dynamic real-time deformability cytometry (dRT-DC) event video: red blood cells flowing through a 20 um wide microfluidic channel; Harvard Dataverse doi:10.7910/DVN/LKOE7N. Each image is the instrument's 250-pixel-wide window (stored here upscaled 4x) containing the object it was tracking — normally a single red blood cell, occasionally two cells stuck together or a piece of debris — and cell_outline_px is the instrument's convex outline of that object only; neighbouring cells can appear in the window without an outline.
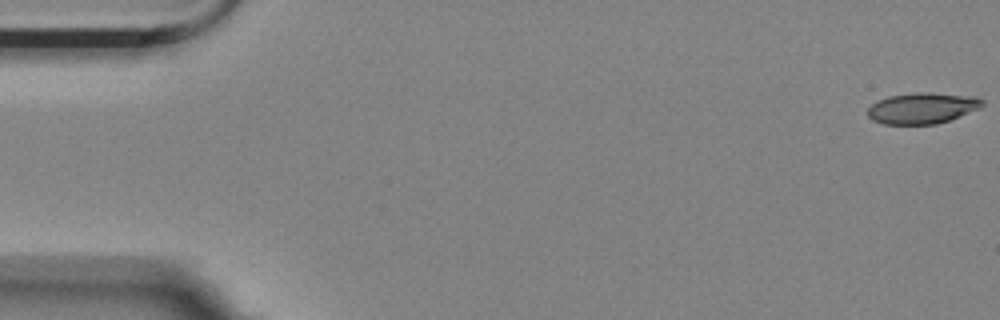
{"species": "Egyptian fruit bat (a non-hibernating species)", "species_latin": "Rousettus aegyptiacus", "temperature_condition": "room temperature", "stored_images_in_passage": 9, "camera_frame_rate_fps": 3000, "um_per_image_px": 0.085, "animal": {"sex": "female"}, "frame": {"image": 1, "passage_image": 1, "time_ms": 0.0, "image_size_px": [1000, 320], "cell_outline_px": [[984, 104], [980, 108], [948, 120], [936, 124], [884, 124], [872, 120], [868, 116], [868, 108], [876, 100], [888, 96], [916, 92], [928, 92], [976, 96], [984, 100]], "centroid_in_image_um": [78.39, 9.18], "position_along_channel_um": 6.6, "area_um2": 20.81}}